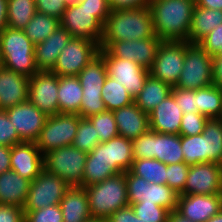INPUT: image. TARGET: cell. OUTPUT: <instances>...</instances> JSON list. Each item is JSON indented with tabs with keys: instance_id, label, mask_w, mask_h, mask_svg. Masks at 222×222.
Returning a JSON list of instances; mask_svg holds the SVG:
<instances>
[{
	"instance_id": "6da1fadb",
	"label": "cell",
	"mask_w": 222,
	"mask_h": 222,
	"mask_svg": "<svg viewBox=\"0 0 222 222\" xmlns=\"http://www.w3.org/2000/svg\"><path fill=\"white\" fill-rule=\"evenodd\" d=\"M154 35L149 6L112 10L103 25L100 49H105L112 42L135 41Z\"/></svg>"
},
{
	"instance_id": "7a4b0ae2",
	"label": "cell",
	"mask_w": 222,
	"mask_h": 222,
	"mask_svg": "<svg viewBox=\"0 0 222 222\" xmlns=\"http://www.w3.org/2000/svg\"><path fill=\"white\" fill-rule=\"evenodd\" d=\"M195 0H150L155 35L162 41H187Z\"/></svg>"
},
{
	"instance_id": "3957f363",
	"label": "cell",
	"mask_w": 222,
	"mask_h": 222,
	"mask_svg": "<svg viewBox=\"0 0 222 222\" xmlns=\"http://www.w3.org/2000/svg\"><path fill=\"white\" fill-rule=\"evenodd\" d=\"M180 138L186 164L222 162V119H208L201 134Z\"/></svg>"
},
{
	"instance_id": "277c9868",
	"label": "cell",
	"mask_w": 222,
	"mask_h": 222,
	"mask_svg": "<svg viewBox=\"0 0 222 222\" xmlns=\"http://www.w3.org/2000/svg\"><path fill=\"white\" fill-rule=\"evenodd\" d=\"M34 47L24 30L5 27L0 32V64L30 78L39 71L34 60Z\"/></svg>"
},
{
	"instance_id": "5b68a950",
	"label": "cell",
	"mask_w": 222,
	"mask_h": 222,
	"mask_svg": "<svg viewBox=\"0 0 222 222\" xmlns=\"http://www.w3.org/2000/svg\"><path fill=\"white\" fill-rule=\"evenodd\" d=\"M84 189L92 218L107 219L115 211L129 205L125 172Z\"/></svg>"
},
{
	"instance_id": "8992f818",
	"label": "cell",
	"mask_w": 222,
	"mask_h": 222,
	"mask_svg": "<svg viewBox=\"0 0 222 222\" xmlns=\"http://www.w3.org/2000/svg\"><path fill=\"white\" fill-rule=\"evenodd\" d=\"M104 57L99 53L77 75L83 88L79 115L88 118L106 110L102 100V87L107 78Z\"/></svg>"
},
{
	"instance_id": "52a82bcc",
	"label": "cell",
	"mask_w": 222,
	"mask_h": 222,
	"mask_svg": "<svg viewBox=\"0 0 222 222\" xmlns=\"http://www.w3.org/2000/svg\"><path fill=\"white\" fill-rule=\"evenodd\" d=\"M87 152L70 145L55 149L43 156V167L72 186L83 187Z\"/></svg>"
},
{
	"instance_id": "ba28073f",
	"label": "cell",
	"mask_w": 222,
	"mask_h": 222,
	"mask_svg": "<svg viewBox=\"0 0 222 222\" xmlns=\"http://www.w3.org/2000/svg\"><path fill=\"white\" fill-rule=\"evenodd\" d=\"M210 85H212V55L199 44L185 41L183 69L175 87L195 90Z\"/></svg>"
},
{
	"instance_id": "9c48e42d",
	"label": "cell",
	"mask_w": 222,
	"mask_h": 222,
	"mask_svg": "<svg viewBox=\"0 0 222 222\" xmlns=\"http://www.w3.org/2000/svg\"><path fill=\"white\" fill-rule=\"evenodd\" d=\"M79 114L59 113L49 116L36 141L43 156L55 149L70 146L79 125Z\"/></svg>"
},
{
	"instance_id": "30bf717a",
	"label": "cell",
	"mask_w": 222,
	"mask_h": 222,
	"mask_svg": "<svg viewBox=\"0 0 222 222\" xmlns=\"http://www.w3.org/2000/svg\"><path fill=\"white\" fill-rule=\"evenodd\" d=\"M129 205L139 202L156 204L170 212L177 209L178 194L167 184L149 183L144 178L125 172Z\"/></svg>"
},
{
	"instance_id": "8fae6325",
	"label": "cell",
	"mask_w": 222,
	"mask_h": 222,
	"mask_svg": "<svg viewBox=\"0 0 222 222\" xmlns=\"http://www.w3.org/2000/svg\"><path fill=\"white\" fill-rule=\"evenodd\" d=\"M100 51V46L85 38L72 37L58 56L52 73L58 77L77 76Z\"/></svg>"
},
{
	"instance_id": "7c38bea8",
	"label": "cell",
	"mask_w": 222,
	"mask_h": 222,
	"mask_svg": "<svg viewBox=\"0 0 222 222\" xmlns=\"http://www.w3.org/2000/svg\"><path fill=\"white\" fill-rule=\"evenodd\" d=\"M70 187L63 179L43 169L30 184L23 211H34L60 204Z\"/></svg>"
},
{
	"instance_id": "4fadbf2b",
	"label": "cell",
	"mask_w": 222,
	"mask_h": 222,
	"mask_svg": "<svg viewBox=\"0 0 222 222\" xmlns=\"http://www.w3.org/2000/svg\"><path fill=\"white\" fill-rule=\"evenodd\" d=\"M185 59V41H162L149 74L175 87Z\"/></svg>"
},
{
	"instance_id": "5bb4252c",
	"label": "cell",
	"mask_w": 222,
	"mask_h": 222,
	"mask_svg": "<svg viewBox=\"0 0 222 222\" xmlns=\"http://www.w3.org/2000/svg\"><path fill=\"white\" fill-rule=\"evenodd\" d=\"M60 26L67 30L72 37L85 38L100 46L103 24L94 17L92 12L79 3L66 7L60 19Z\"/></svg>"
},
{
	"instance_id": "9a60e30c",
	"label": "cell",
	"mask_w": 222,
	"mask_h": 222,
	"mask_svg": "<svg viewBox=\"0 0 222 222\" xmlns=\"http://www.w3.org/2000/svg\"><path fill=\"white\" fill-rule=\"evenodd\" d=\"M28 100L48 117L59 114L58 76L38 71L29 78Z\"/></svg>"
},
{
	"instance_id": "2e32d148",
	"label": "cell",
	"mask_w": 222,
	"mask_h": 222,
	"mask_svg": "<svg viewBox=\"0 0 222 222\" xmlns=\"http://www.w3.org/2000/svg\"><path fill=\"white\" fill-rule=\"evenodd\" d=\"M99 53L104 57L107 75L122 84L127 92L135 98L143 89L149 70L136 62L112 57L105 49H100Z\"/></svg>"
},
{
	"instance_id": "e0dca14e",
	"label": "cell",
	"mask_w": 222,
	"mask_h": 222,
	"mask_svg": "<svg viewBox=\"0 0 222 222\" xmlns=\"http://www.w3.org/2000/svg\"><path fill=\"white\" fill-rule=\"evenodd\" d=\"M222 194V166L209 162L189 165L184 191L180 195Z\"/></svg>"
},
{
	"instance_id": "ac0fdd59",
	"label": "cell",
	"mask_w": 222,
	"mask_h": 222,
	"mask_svg": "<svg viewBox=\"0 0 222 222\" xmlns=\"http://www.w3.org/2000/svg\"><path fill=\"white\" fill-rule=\"evenodd\" d=\"M6 113L24 142H36L48 118L29 100L7 109Z\"/></svg>"
},
{
	"instance_id": "d6986e66",
	"label": "cell",
	"mask_w": 222,
	"mask_h": 222,
	"mask_svg": "<svg viewBox=\"0 0 222 222\" xmlns=\"http://www.w3.org/2000/svg\"><path fill=\"white\" fill-rule=\"evenodd\" d=\"M162 40L156 35L135 41H118L110 43L105 50L112 56L136 62L149 70L153 64Z\"/></svg>"
},
{
	"instance_id": "ffe728a7",
	"label": "cell",
	"mask_w": 222,
	"mask_h": 222,
	"mask_svg": "<svg viewBox=\"0 0 222 222\" xmlns=\"http://www.w3.org/2000/svg\"><path fill=\"white\" fill-rule=\"evenodd\" d=\"M89 154L93 156V160L107 162L117 173L129 171L134 160L132 140L120 135L99 143Z\"/></svg>"
},
{
	"instance_id": "44dd1931",
	"label": "cell",
	"mask_w": 222,
	"mask_h": 222,
	"mask_svg": "<svg viewBox=\"0 0 222 222\" xmlns=\"http://www.w3.org/2000/svg\"><path fill=\"white\" fill-rule=\"evenodd\" d=\"M176 210L193 222H204L222 210V194L179 195Z\"/></svg>"
},
{
	"instance_id": "7402d4cb",
	"label": "cell",
	"mask_w": 222,
	"mask_h": 222,
	"mask_svg": "<svg viewBox=\"0 0 222 222\" xmlns=\"http://www.w3.org/2000/svg\"><path fill=\"white\" fill-rule=\"evenodd\" d=\"M44 169L43 154L36 142H20L11 147V170L31 182Z\"/></svg>"
},
{
	"instance_id": "603a6c76",
	"label": "cell",
	"mask_w": 222,
	"mask_h": 222,
	"mask_svg": "<svg viewBox=\"0 0 222 222\" xmlns=\"http://www.w3.org/2000/svg\"><path fill=\"white\" fill-rule=\"evenodd\" d=\"M29 77L0 64V110L28 101Z\"/></svg>"
},
{
	"instance_id": "cb8c5ba5",
	"label": "cell",
	"mask_w": 222,
	"mask_h": 222,
	"mask_svg": "<svg viewBox=\"0 0 222 222\" xmlns=\"http://www.w3.org/2000/svg\"><path fill=\"white\" fill-rule=\"evenodd\" d=\"M150 130L162 134H179L183 112L170 94L149 114Z\"/></svg>"
},
{
	"instance_id": "d4e9b609",
	"label": "cell",
	"mask_w": 222,
	"mask_h": 222,
	"mask_svg": "<svg viewBox=\"0 0 222 222\" xmlns=\"http://www.w3.org/2000/svg\"><path fill=\"white\" fill-rule=\"evenodd\" d=\"M72 38L71 34L59 26L44 41L35 44L34 60L39 71H51L58 56Z\"/></svg>"
},
{
	"instance_id": "484cf974",
	"label": "cell",
	"mask_w": 222,
	"mask_h": 222,
	"mask_svg": "<svg viewBox=\"0 0 222 222\" xmlns=\"http://www.w3.org/2000/svg\"><path fill=\"white\" fill-rule=\"evenodd\" d=\"M117 131L120 136L133 140L150 130L149 115L134 102L113 110Z\"/></svg>"
},
{
	"instance_id": "4316f807",
	"label": "cell",
	"mask_w": 222,
	"mask_h": 222,
	"mask_svg": "<svg viewBox=\"0 0 222 222\" xmlns=\"http://www.w3.org/2000/svg\"><path fill=\"white\" fill-rule=\"evenodd\" d=\"M31 181L15 171L9 170L0 174V204L24 207Z\"/></svg>"
},
{
	"instance_id": "83f0119b",
	"label": "cell",
	"mask_w": 222,
	"mask_h": 222,
	"mask_svg": "<svg viewBox=\"0 0 222 222\" xmlns=\"http://www.w3.org/2000/svg\"><path fill=\"white\" fill-rule=\"evenodd\" d=\"M63 222H86L92 219L84 187H70L60 202Z\"/></svg>"
},
{
	"instance_id": "f1b7e54d",
	"label": "cell",
	"mask_w": 222,
	"mask_h": 222,
	"mask_svg": "<svg viewBox=\"0 0 222 222\" xmlns=\"http://www.w3.org/2000/svg\"><path fill=\"white\" fill-rule=\"evenodd\" d=\"M220 24H222L221 10H213L195 5L187 41L192 44H198Z\"/></svg>"
},
{
	"instance_id": "f546056e",
	"label": "cell",
	"mask_w": 222,
	"mask_h": 222,
	"mask_svg": "<svg viewBox=\"0 0 222 222\" xmlns=\"http://www.w3.org/2000/svg\"><path fill=\"white\" fill-rule=\"evenodd\" d=\"M83 88L77 76L58 77L59 112L78 114L83 97Z\"/></svg>"
},
{
	"instance_id": "4dcf8cb0",
	"label": "cell",
	"mask_w": 222,
	"mask_h": 222,
	"mask_svg": "<svg viewBox=\"0 0 222 222\" xmlns=\"http://www.w3.org/2000/svg\"><path fill=\"white\" fill-rule=\"evenodd\" d=\"M172 91V87L150 74L145 80L143 89L134 98V103L145 113L149 114L155 107L166 99Z\"/></svg>"
},
{
	"instance_id": "1f68e13d",
	"label": "cell",
	"mask_w": 222,
	"mask_h": 222,
	"mask_svg": "<svg viewBox=\"0 0 222 222\" xmlns=\"http://www.w3.org/2000/svg\"><path fill=\"white\" fill-rule=\"evenodd\" d=\"M154 158L166 165L184 162L179 134H162L153 131Z\"/></svg>"
},
{
	"instance_id": "d6a6232c",
	"label": "cell",
	"mask_w": 222,
	"mask_h": 222,
	"mask_svg": "<svg viewBox=\"0 0 222 222\" xmlns=\"http://www.w3.org/2000/svg\"><path fill=\"white\" fill-rule=\"evenodd\" d=\"M198 113L209 119L220 118L222 114V88L210 85L196 89Z\"/></svg>"
},
{
	"instance_id": "836d02e7",
	"label": "cell",
	"mask_w": 222,
	"mask_h": 222,
	"mask_svg": "<svg viewBox=\"0 0 222 222\" xmlns=\"http://www.w3.org/2000/svg\"><path fill=\"white\" fill-rule=\"evenodd\" d=\"M36 12L35 0H7V27L23 30Z\"/></svg>"
},
{
	"instance_id": "e575fe53",
	"label": "cell",
	"mask_w": 222,
	"mask_h": 222,
	"mask_svg": "<svg viewBox=\"0 0 222 222\" xmlns=\"http://www.w3.org/2000/svg\"><path fill=\"white\" fill-rule=\"evenodd\" d=\"M129 171L149 183L167 184V165L155 158L134 159Z\"/></svg>"
},
{
	"instance_id": "d590c367",
	"label": "cell",
	"mask_w": 222,
	"mask_h": 222,
	"mask_svg": "<svg viewBox=\"0 0 222 222\" xmlns=\"http://www.w3.org/2000/svg\"><path fill=\"white\" fill-rule=\"evenodd\" d=\"M60 26V19L36 12L23 29L33 44L40 43L49 37Z\"/></svg>"
},
{
	"instance_id": "8d00e7d4",
	"label": "cell",
	"mask_w": 222,
	"mask_h": 222,
	"mask_svg": "<svg viewBox=\"0 0 222 222\" xmlns=\"http://www.w3.org/2000/svg\"><path fill=\"white\" fill-rule=\"evenodd\" d=\"M101 93L106 110L113 111L134 102V98L127 92L126 88L109 76L103 84Z\"/></svg>"
},
{
	"instance_id": "74e56055",
	"label": "cell",
	"mask_w": 222,
	"mask_h": 222,
	"mask_svg": "<svg viewBox=\"0 0 222 222\" xmlns=\"http://www.w3.org/2000/svg\"><path fill=\"white\" fill-rule=\"evenodd\" d=\"M117 172L103 160H93V156L87 154L83 174V187L93 185L116 175Z\"/></svg>"
},
{
	"instance_id": "f35d334b",
	"label": "cell",
	"mask_w": 222,
	"mask_h": 222,
	"mask_svg": "<svg viewBox=\"0 0 222 222\" xmlns=\"http://www.w3.org/2000/svg\"><path fill=\"white\" fill-rule=\"evenodd\" d=\"M87 119L93 124L100 143L107 142L119 135L113 111L105 110Z\"/></svg>"
},
{
	"instance_id": "ab89813d",
	"label": "cell",
	"mask_w": 222,
	"mask_h": 222,
	"mask_svg": "<svg viewBox=\"0 0 222 222\" xmlns=\"http://www.w3.org/2000/svg\"><path fill=\"white\" fill-rule=\"evenodd\" d=\"M100 143L93 124L87 118H80L72 146L87 153Z\"/></svg>"
},
{
	"instance_id": "60d3db41",
	"label": "cell",
	"mask_w": 222,
	"mask_h": 222,
	"mask_svg": "<svg viewBox=\"0 0 222 222\" xmlns=\"http://www.w3.org/2000/svg\"><path fill=\"white\" fill-rule=\"evenodd\" d=\"M135 215L144 222H168L170 211L156 204L139 202L131 204Z\"/></svg>"
},
{
	"instance_id": "b9f144b4",
	"label": "cell",
	"mask_w": 222,
	"mask_h": 222,
	"mask_svg": "<svg viewBox=\"0 0 222 222\" xmlns=\"http://www.w3.org/2000/svg\"><path fill=\"white\" fill-rule=\"evenodd\" d=\"M189 165L185 162L167 165V185L178 195L184 191Z\"/></svg>"
},
{
	"instance_id": "7bdbcfd3",
	"label": "cell",
	"mask_w": 222,
	"mask_h": 222,
	"mask_svg": "<svg viewBox=\"0 0 222 222\" xmlns=\"http://www.w3.org/2000/svg\"><path fill=\"white\" fill-rule=\"evenodd\" d=\"M24 222H63L59 204L34 211H24Z\"/></svg>"
},
{
	"instance_id": "ee69618b",
	"label": "cell",
	"mask_w": 222,
	"mask_h": 222,
	"mask_svg": "<svg viewBox=\"0 0 222 222\" xmlns=\"http://www.w3.org/2000/svg\"><path fill=\"white\" fill-rule=\"evenodd\" d=\"M208 119V117L200 113L189 112L183 114L179 135L193 136L201 134Z\"/></svg>"
},
{
	"instance_id": "f6af8a7d",
	"label": "cell",
	"mask_w": 222,
	"mask_h": 222,
	"mask_svg": "<svg viewBox=\"0 0 222 222\" xmlns=\"http://www.w3.org/2000/svg\"><path fill=\"white\" fill-rule=\"evenodd\" d=\"M132 155L133 159L154 158L153 131L149 130L132 140Z\"/></svg>"
},
{
	"instance_id": "bcb514c9",
	"label": "cell",
	"mask_w": 222,
	"mask_h": 222,
	"mask_svg": "<svg viewBox=\"0 0 222 222\" xmlns=\"http://www.w3.org/2000/svg\"><path fill=\"white\" fill-rule=\"evenodd\" d=\"M80 0H35L37 12L61 19L69 5L78 4Z\"/></svg>"
},
{
	"instance_id": "7dc6e473",
	"label": "cell",
	"mask_w": 222,
	"mask_h": 222,
	"mask_svg": "<svg viewBox=\"0 0 222 222\" xmlns=\"http://www.w3.org/2000/svg\"><path fill=\"white\" fill-rule=\"evenodd\" d=\"M20 142L23 141L19 138L6 110H0V145L12 147Z\"/></svg>"
},
{
	"instance_id": "c3c4849f",
	"label": "cell",
	"mask_w": 222,
	"mask_h": 222,
	"mask_svg": "<svg viewBox=\"0 0 222 222\" xmlns=\"http://www.w3.org/2000/svg\"><path fill=\"white\" fill-rule=\"evenodd\" d=\"M171 94L174 96L177 104L180 106L183 114L198 113L196 102V89H181L172 87Z\"/></svg>"
},
{
	"instance_id": "681fc988",
	"label": "cell",
	"mask_w": 222,
	"mask_h": 222,
	"mask_svg": "<svg viewBox=\"0 0 222 222\" xmlns=\"http://www.w3.org/2000/svg\"><path fill=\"white\" fill-rule=\"evenodd\" d=\"M209 55H222V24L198 43Z\"/></svg>"
},
{
	"instance_id": "f907efd6",
	"label": "cell",
	"mask_w": 222,
	"mask_h": 222,
	"mask_svg": "<svg viewBox=\"0 0 222 222\" xmlns=\"http://www.w3.org/2000/svg\"><path fill=\"white\" fill-rule=\"evenodd\" d=\"M79 4L92 12L103 25L112 11L108 0H80Z\"/></svg>"
},
{
	"instance_id": "816d5d0a",
	"label": "cell",
	"mask_w": 222,
	"mask_h": 222,
	"mask_svg": "<svg viewBox=\"0 0 222 222\" xmlns=\"http://www.w3.org/2000/svg\"><path fill=\"white\" fill-rule=\"evenodd\" d=\"M0 222H24L23 209L0 204Z\"/></svg>"
},
{
	"instance_id": "f5cc1de1",
	"label": "cell",
	"mask_w": 222,
	"mask_h": 222,
	"mask_svg": "<svg viewBox=\"0 0 222 222\" xmlns=\"http://www.w3.org/2000/svg\"><path fill=\"white\" fill-rule=\"evenodd\" d=\"M111 10L149 6L150 0H108Z\"/></svg>"
},
{
	"instance_id": "db71d44e",
	"label": "cell",
	"mask_w": 222,
	"mask_h": 222,
	"mask_svg": "<svg viewBox=\"0 0 222 222\" xmlns=\"http://www.w3.org/2000/svg\"><path fill=\"white\" fill-rule=\"evenodd\" d=\"M106 220L107 222H134V211L131 205H128L112 213Z\"/></svg>"
},
{
	"instance_id": "11a10c76",
	"label": "cell",
	"mask_w": 222,
	"mask_h": 222,
	"mask_svg": "<svg viewBox=\"0 0 222 222\" xmlns=\"http://www.w3.org/2000/svg\"><path fill=\"white\" fill-rule=\"evenodd\" d=\"M212 85L222 88V55L212 56Z\"/></svg>"
},
{
	"instance_id": "9f6ffc18",
	"label": "cell",
	"mask_w": 222,
	"mask_h": 222,
	"mask_svg": "<svg viewBox=\"0 0 222 222\" xmlns=\"http://www.w3.org/2000/svg\"><path fill=\"white\" fill-rule=\"evenodd\" d=\"M11 170V147L0 145V174Z\"/></svg>"
},
{
	"instance_id": "6f0895ef",
	"label": "cell",
	"mask_w": 222,
	"mask_h": 222,
	"mask_svg": "<svg viewBox=\"0 0 222 222\" xmlns=\"http://www.w3.org/2000/svg\"><path fill=\"white\" fill-rule=\"evenodd\" d=\"M196 6L222 11V0H195Z\"/></svg>"
},
{
	"instance_id": "680465c9",
	"label": "cell",
	"mask_w": 222,
	"mask_h": 222,
	"mask_svg": "<svg viewBox=\"0 0 222 222\" xmlns=\"http://www.w3.org/2000/svg\"><path fill=\"white\" fill-rule=\"evenodd\" d=\"M7 27V0H0V32Z\"/></svg>"
},
{
	"instance_id": "91938a15",
	"label": "cell",
	"mask_w": 222,
	"mask_h": 222,
	"mask_svg": "<svg viewBox=\"0 0 222 222\" xmlns=\"http://www.w3.org/2000/svg\"><path fill=\"white\" fill-rule=\"evenodd\" d=\"M168 222H193V221L181 215L177 210H174L169 213Z\"/></svg>"
},
{
	"instance_id": "94428289",
	"label": "cell",
	"mask_w": 222,
	"mask_h": 222,
	"mask_svg": "<svg viewBox=\"0 0 222 222\" xmlns=\"http://www.w3.org/2000/svg\"><path fill=\"white\" fill-rule=\"evenodd\" d=\"M204 222H222V210Z\"/></svg>"
},
{
	"instance_id": "6125c7cd",
	"label": "cell",
	"mask_w": 222,
	"mask_h": 222,
	"mask_svg": "<svg viewBox=\"0 0 222 222\" xmlns=\"http://www.w3.org/2000/svg\"><path fill=\"white\" fill-rule=\"evenodd\" d=\"M86 222H107L106 219H97V218H92L87 220Z\"/></svg>"
},
{
	"instance_id": "be15d7a7",
	"label": "cell",
	"mask_w": 222,
	"mask_h": 222,
	"mask_svg": "<svg viewBox=\"0 0 222 222\" xmlns=\"http://www.w3.org/2000/svg\"><path fill=\"white\" fill-rule=\"evenodd\" d=\"M134 222H144V221L140 220V219L135 215V212H134Z\"/></svg>"
}]
</instances>
